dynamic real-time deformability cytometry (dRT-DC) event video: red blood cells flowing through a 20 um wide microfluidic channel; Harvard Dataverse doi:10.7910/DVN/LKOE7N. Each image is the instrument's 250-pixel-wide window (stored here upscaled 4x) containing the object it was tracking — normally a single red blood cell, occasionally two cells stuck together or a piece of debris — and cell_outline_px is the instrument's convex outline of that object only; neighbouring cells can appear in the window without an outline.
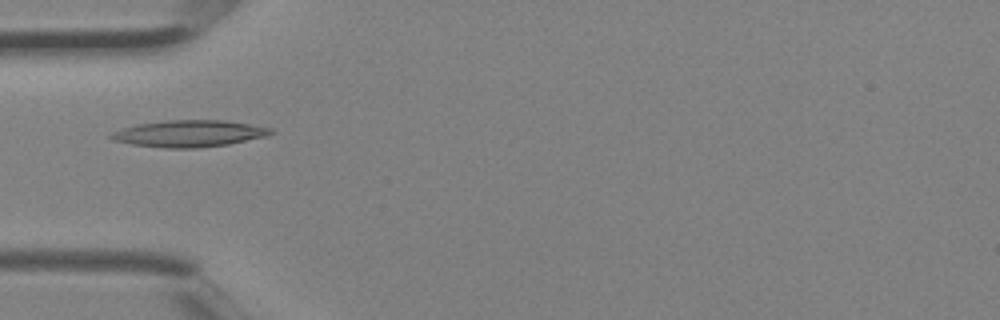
{"species": "Egyptian fruit bat (a non-hibernating species)", "species_latin": "Rousettus aegyptiacus", "temperature_condition": "room temperature", "stored_images_in_passage": 4, "camera_frame_rate_fps": 3000, "um_per_image_px": 0.085, "animal": {"sex": "female"}, "frame": {"image": 1, "passage_image": 4, "time_ms": 1.0, "image_size_px": [1000, 320], "cell_outline_px": [[276, 132], [268, 136], [228, 144], [196, 148], [164, 148], [132, 144], [112, 140], [108, 136], [112, 132], [136, 124], [164, 120], [224, 120], [272, 128]], "centroid_in_image_um": [16.08, 11.35], "position_along_channel_um": 68.9, "area_um2": 24.91}}